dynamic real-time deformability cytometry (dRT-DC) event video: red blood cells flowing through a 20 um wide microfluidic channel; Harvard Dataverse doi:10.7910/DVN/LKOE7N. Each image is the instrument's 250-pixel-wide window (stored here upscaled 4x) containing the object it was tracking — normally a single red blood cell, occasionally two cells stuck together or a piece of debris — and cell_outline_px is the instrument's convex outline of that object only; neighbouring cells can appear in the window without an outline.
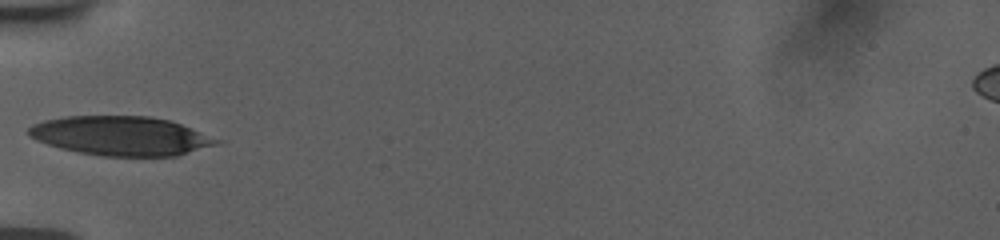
{"species": "human", "species_latin": "Homo sapiens", "temperature_condition": "room temperature", "stored_images_in_passage": 36, "camera_frame_rate_fps": 3000, "um_per_image_px": 0.085, "donor": {"sex": "female"}, "frame": {"image": 1, "passage_image": 1, "time_ms": 0.0, "image_size_px": [1000, 240], "cell_outline_px": [[224, 140], [220, 144], [176, 156], [104, 156], [80, 152], [60, 148], [36, 140], [28, 136], [28, 128], [32, 124], [44, 120], [64, 116], [152, 116], [172, 120]], "centroid_in_image_um": [10.33, 11.54], "position_along_channel_um": 74.7, "area_um2": 43.35}}
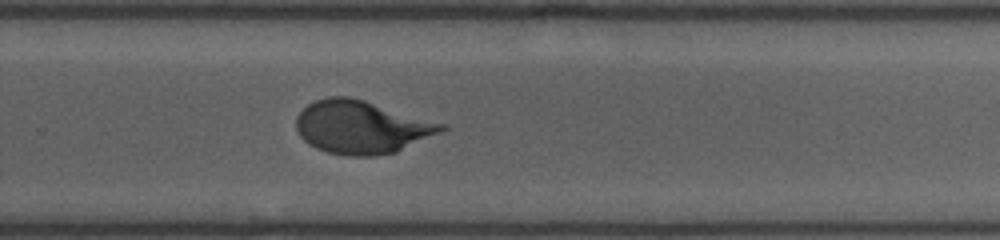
{"frame": {"image": 2, "passage_image": 19, "time_ms": 6.0, "image_size_px": [1000, 240], "cell_outline_px": [[448, 128], [440, 132], [396, 152], [372, 156], [352, 156], [328, 152], [316, 148], [308, 144], [300, 136], [296, 128], [296, 116], [308, 104], [316, 100], [328, 96], [348, 96], [364, 100], [448, 124]], "centroid_in_image_um": [30.74, 10.79], "position_along_channel_um": 299.1, "area_um2": 44.85}}
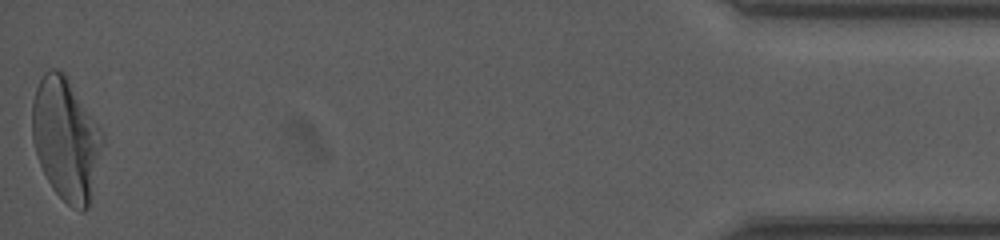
{"frame": {"image": 3, "passage_image": 36, "time_ms": 11.667, "image_size_px": [1000, 240], "cell_outline_px": [[104, 140], [88, 208], [84, 212], [80, 212], [72, 208], [52, 188], [36, 156], [32, 140], [32, 100], [36, 88], [44, 72], [48, 68], [56, 68], [64, 72], [104, 132]], "centroid_in_image_um": [5.6, 11.79], "position_along_channel_um": 429.6, "area_um2": 50.4}, "authors_computed_cell_mechanics": {"area_um2": 44.6216, "velocity_mm_per_s": 3.7423, "shape_relaxation_time_tau1_ms": 3.8878, "shape_relaxation_time_tau2_ms": null, "deformation_change_tau1": 0.1822, "deformation_change_tau2": null}}